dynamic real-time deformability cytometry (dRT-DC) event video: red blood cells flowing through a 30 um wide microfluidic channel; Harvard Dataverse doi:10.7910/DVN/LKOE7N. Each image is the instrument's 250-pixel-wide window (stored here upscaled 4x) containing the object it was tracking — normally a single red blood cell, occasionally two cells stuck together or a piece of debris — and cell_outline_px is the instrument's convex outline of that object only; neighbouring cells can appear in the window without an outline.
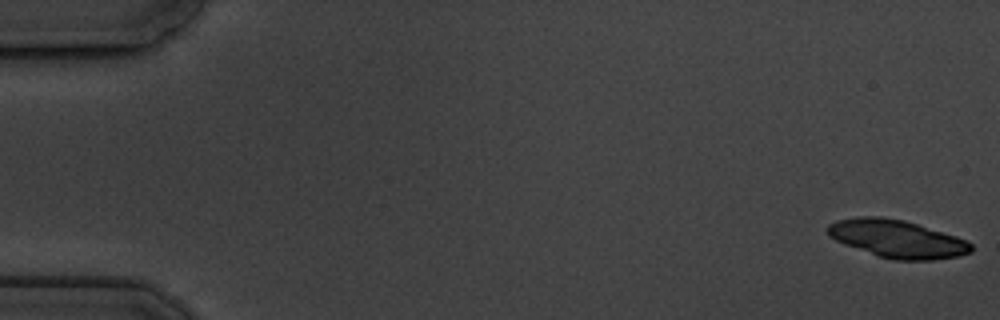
{"species": "common noctule bat (a hibernating species)", "species_latin": "Nyctalus noctula", "temperature_condition": "cold", "stored_images_in_passage": 7, "camera_frame_rate_fps": 3000, "um_per_image_px": 0.085, "animal": {"sex": "male", "body_mass_g": 19.5, "forearm_length_mm": 54.6}, "frame": {"image": 1, "passage_image": 1, "time_ms": 0.0, "image_size_px": [1000, 320], "cell_outline_px": [[972, 252], [960, 256], [932, 260], [896, 260], [880, 256], [844, 244], [828, 236], [824, 228], [828, 224], [836, 220], [856, 216], [880, 216], [904, 220], [956, 236], [972, 244]], "centroid_in_image_um": [76.22, 20.29], "position_along_channel_um": 8.8, "area_um2": 31.62}}